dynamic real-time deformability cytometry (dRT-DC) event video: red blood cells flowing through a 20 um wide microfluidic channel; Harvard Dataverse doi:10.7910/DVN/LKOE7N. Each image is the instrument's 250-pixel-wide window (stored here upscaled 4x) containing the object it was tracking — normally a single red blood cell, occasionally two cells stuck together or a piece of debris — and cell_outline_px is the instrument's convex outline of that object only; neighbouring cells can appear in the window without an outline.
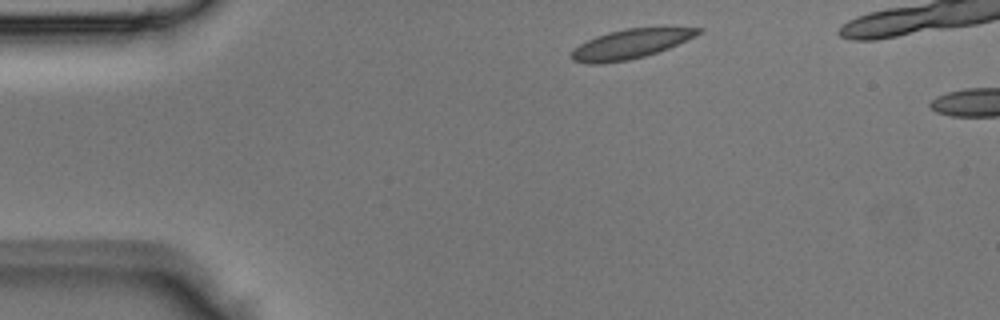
{"species": "Egyptian fruit bat (a non-hibernating species)", "species_latin": "Rousettus aegyptiacus", "temperature_condition": "room temperature", "stored_images_in_passage": 2, "camera_frame_rate_fps": 3000, "um_per_image_px": 0.085, "animal": {"sex": "male"}, "frame": {"image": 1, "passage_image": 1, "time_ms": 0.0, "image_size_px": [1000, 320], "cell_outline_px": [[704, 32], [668, 48], [644, 56], [628, 60], [600, 64], [588, 64], [572, 60], [572, 52], [580, 44], [596, 36], [608, 32], [624, 28], [704, 28]], "centroid_in_image_um": [53.58, 3.74], "position_along_channel_um": 31.4, "area_um2": 21.39}}